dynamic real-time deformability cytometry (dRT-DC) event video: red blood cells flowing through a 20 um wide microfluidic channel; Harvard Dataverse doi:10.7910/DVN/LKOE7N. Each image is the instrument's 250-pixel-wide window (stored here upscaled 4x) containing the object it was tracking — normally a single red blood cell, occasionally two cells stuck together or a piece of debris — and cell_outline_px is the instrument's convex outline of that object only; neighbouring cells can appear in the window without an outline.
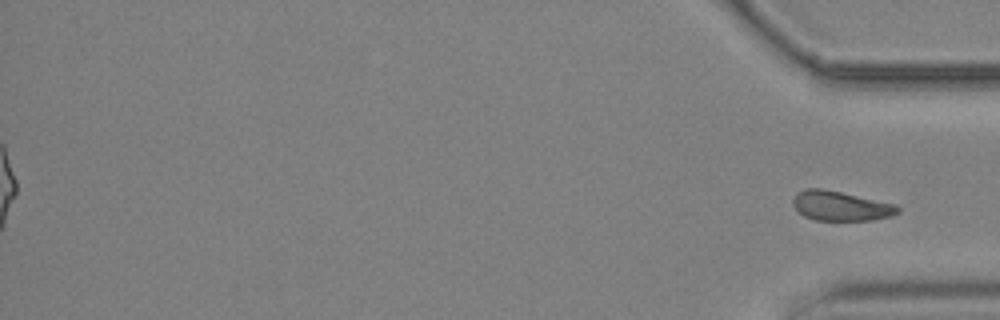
{"species": "common noctule bat (a hibernating species)", "species_latin": "Nyctalus noctula", "temperature_condition": "cold", "stored_images_in_passage": 44, "segment_of_instrument_passage": [2, 2], "camera_frame_rate_fps": 3000, "um_per_image_px": 0.085, "animal": {"sex": "male", "body_mass_g": 19.2, "forearm_length_mm": 51.8}, "frame": {"image": 1, "passage_image": 44, "time_ms": 14.333, "image_size_px": [1000, 320], "cell_outline_px": [[900, 212], [892, 216], [872, 220], [816, 220], [804, 216], [792, 204], [792, 200], [796, 192], [808, 188], [820, 188], [840, 192], [896, 204], [900, 208]], "centroid_in_image_um": [71.46, 17.5], "position_along_channel_um": 363.7, "area_um2": 18.03}}